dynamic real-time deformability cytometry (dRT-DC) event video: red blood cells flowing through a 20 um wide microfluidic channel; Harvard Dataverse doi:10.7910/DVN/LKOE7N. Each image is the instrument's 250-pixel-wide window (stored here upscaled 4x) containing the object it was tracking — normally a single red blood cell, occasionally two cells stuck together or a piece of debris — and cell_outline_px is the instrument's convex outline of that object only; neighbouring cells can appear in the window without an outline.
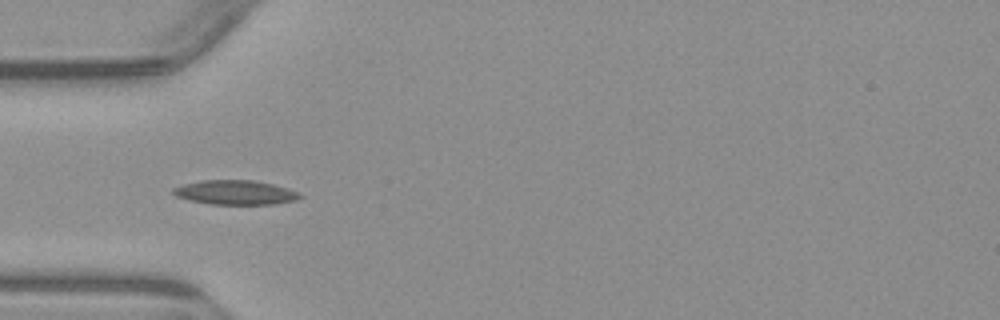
{"species": "common noctule bat (a hibernating species)", "species_latin": "Nyctalus noctula", "temperature_condition": "warm", "stored_images_in_passage": 7, "camera_frame_rate_fps": 3000, "um_per_image_px": 0.085, "animal": {"sex": "male", "body_mass_g": 23.1, "forearm_length_mm": 52.7}, "frame": {"image": 1, "passage_image": 4, "time_ms": 3.667, "image_size_px": [1000, 320], "cell_outline_px": [[304, 196], [296, 200], [272, 204], [208, 204], [176, 196], [172, 192], [172, 188], [184, 184], [204, 180], [252, 180], [272, 184], [288, 188], [300, 192]], "centroid_in_image_um": [20.04, 16.36], "position_along_channel_um": 65.0, "area_um2": 17.92}}
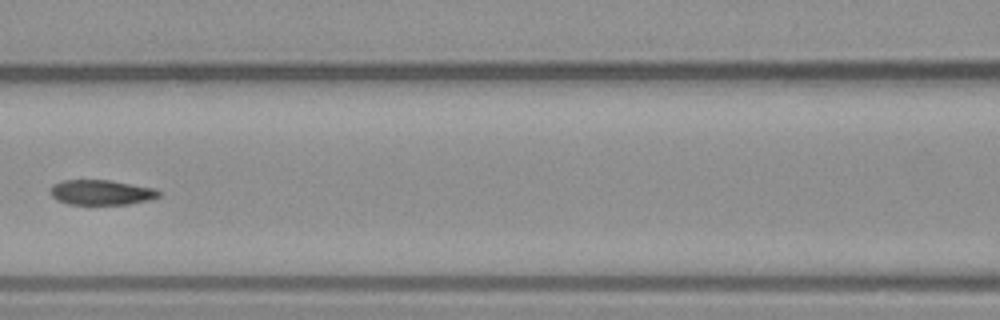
{"frame": {"image": 2, "passage_image": 6, "time_ms": 6.0, "image_size_px": [1000, 320], "cell_outline_px": [[160, 196], [148, 200], [128, 204], [68, 204], [56, 200], [52, 196], [52, 184], [64, 180], [108, 180], [156, 188], [160, 192]], "centroid_in_image_um": [8.62, 16.35], "position_along_channel_um": 158.0, "area_um2": 15.72}}
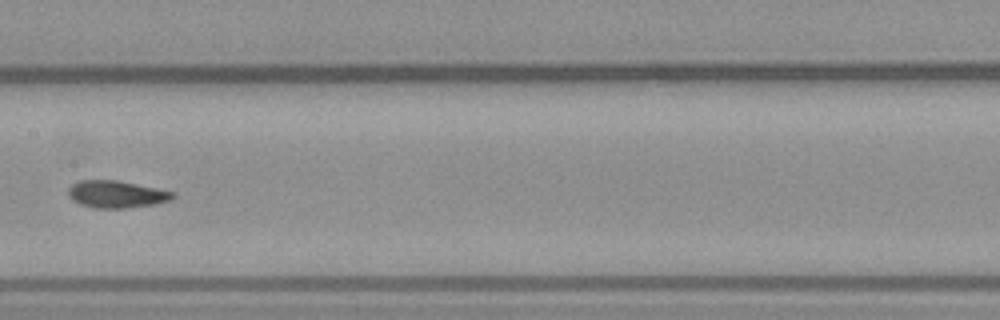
{"frame": {"image": 3, "passage_image": 7, "time_ms": 7.0, "image_size_px": [1000, 320], "cell_outline_px": [[176, 196], [172, 200], [156, 204], [128, 208], [96, 208], [80, 204], [72, 200], [68, 196], [68, 188], [72, 184], [80, 180], [116, 180], [176, 192]], "centroid_in_image_um": [9.92, 16.51], "position_along_channel_um": 197.5, "area_um2": 16.7}}